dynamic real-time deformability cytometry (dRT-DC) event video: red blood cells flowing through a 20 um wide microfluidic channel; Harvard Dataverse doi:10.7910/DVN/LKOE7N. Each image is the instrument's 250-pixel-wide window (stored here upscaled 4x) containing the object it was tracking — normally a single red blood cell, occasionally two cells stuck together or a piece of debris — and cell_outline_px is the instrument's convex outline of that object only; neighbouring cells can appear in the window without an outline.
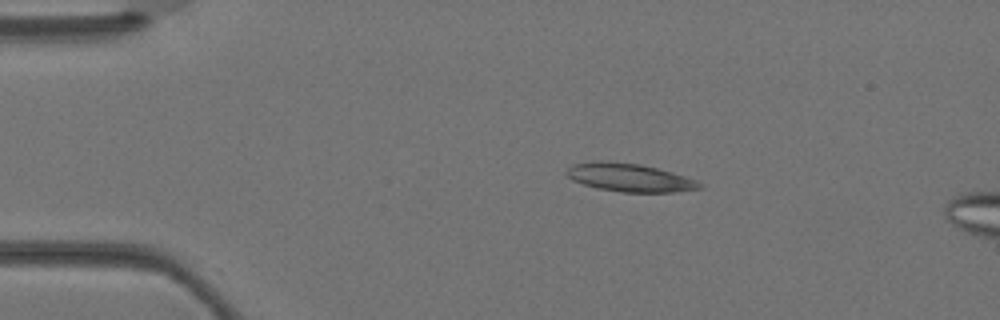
{"species": "Egyptian fruit bat (a non-hibernating species)", "species_latin": "Rousettus aegyptiacus", "temperature_condition": "warm", "stored_images_in_passage": 2, "camera_frame_rate_fps": 3000, "um_per_image_px": 0.085, "animal": {"sex": "female"}, "frame": {"image": 1, "passage_image": 1, "time_ms": 0.0, "image_size_px": [1000, 320], "cell_outline_px": [[704, 188], [672, 192], [620, 192], [596, 188], [572, 180], [564, 172], [572, 164], [600, 160], [640, 164], [672, 172], [696, 180], [704, 184]], "centroid_in_image_um": [53.51, 15.09], "position_along_channel_um": 31.5, "area_um2": 21.91}}